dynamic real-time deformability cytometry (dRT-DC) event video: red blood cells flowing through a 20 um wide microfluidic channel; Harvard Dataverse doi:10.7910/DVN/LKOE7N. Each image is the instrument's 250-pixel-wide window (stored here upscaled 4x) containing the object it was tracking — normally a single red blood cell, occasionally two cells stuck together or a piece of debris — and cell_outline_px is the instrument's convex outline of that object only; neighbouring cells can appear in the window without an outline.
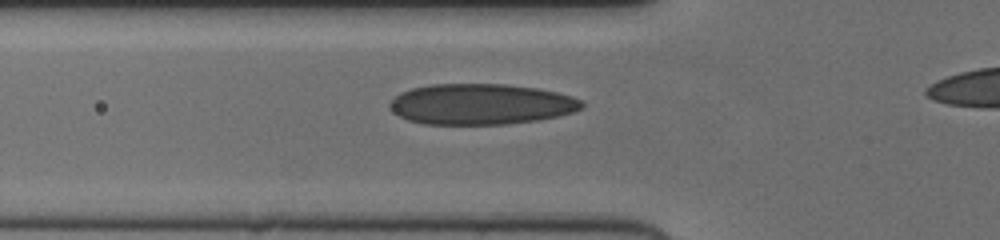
{"species": "human", "species_latin": "Homo sapiens", "temperature_condition": "cold", "stored_images_in_passage": 37, "camera_frame_rate_fps": 3000, "um_per_image_px": 0.085, "donor": {"sex": "female"}, "frame": {"image": 1, "passage_image": 12, "time_ms": 3.667, "image_size_px": [1000, 240], "cell_outline_px": [[584, 104], [580, 108], [572, 112], [556, 116], [536, 120], [508, 124], [424, 124], [408, 120], [400, 116], [388, 104], [400, 92], [412, 88], [432, 84], [508, 84], [536, 88], [556, 92], [572, 96], [580, 100]], "centroid_in_image_um": [40.87, 8.85], "position_along_channel_um": 84.9, "area_um2": 45.32}}
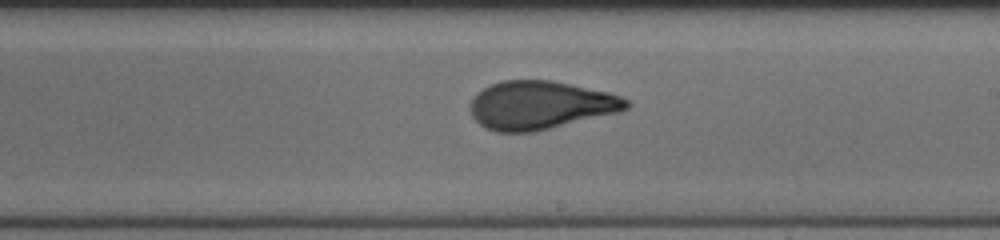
{"frame": {"image": 2, "passage_image": 24, "time_ms": 7.667, "image_size_px": [1000, 240], "cell_outline_px": [[632, 104], [628, 108], [616, 112], [536, 132], [496, 132], [480, 124], [472, 116], [472, 100], [484, 88], [500, 80], [552, 80], [608, 92], [620, 96], [628, 100]], "centroid_in_image_um": [45.95, 8.94], "position_along_channel_um": 243.0, "area_um2": 43.52}}
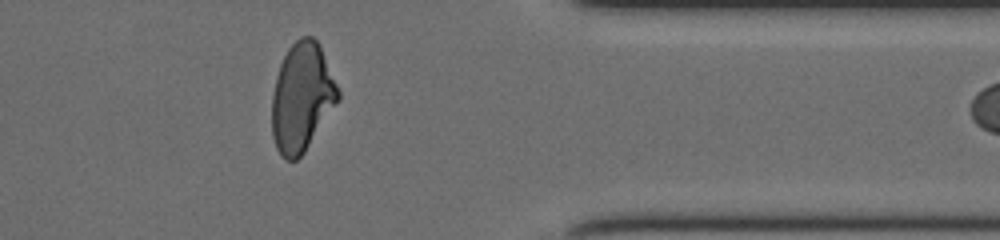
{"frame": {"image": 3, "passage_image": 36, "time_ms": 11.667, "image_size_px": [1000, 240], "cell_outline_px": [[340, 96], [304, 152], [296, 160], [284, 160], [280, 156], [276, 148], [272, 136], [272, 96], [276, 76], [280, 64], [288, 48], [300, 36], [312, 36], [320, 44], [340, 92]], "centroid_in_image_um": [25.63, 8.25], "position_along_channel_um": 385.8, "area_um2": 41.56}}